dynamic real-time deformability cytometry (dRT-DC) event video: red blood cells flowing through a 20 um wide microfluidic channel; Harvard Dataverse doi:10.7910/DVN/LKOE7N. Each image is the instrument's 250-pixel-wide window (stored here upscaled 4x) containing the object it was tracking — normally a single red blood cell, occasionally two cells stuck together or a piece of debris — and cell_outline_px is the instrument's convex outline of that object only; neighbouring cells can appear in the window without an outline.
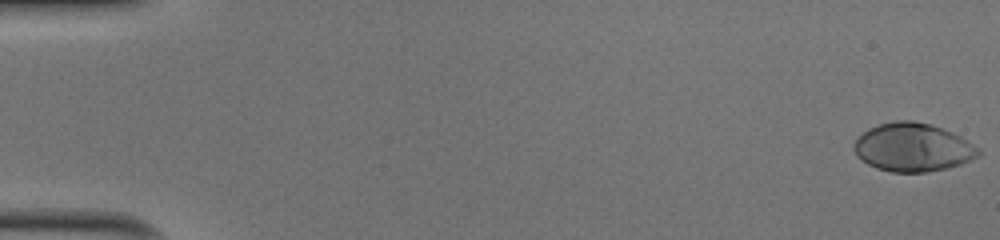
{"species": "human", "species_latin": "Homo sapiens", "temperature_condition": "cold", "stored_images_in_passage": 52, "camera_frame_rate_fps": 3000, "um_per_image_px": 0.085, "donor": {"sex": "male"}, "frame": {"image": 1, "passage_image": 1, "time_ms": 0.0, "image_size_px": [1000, 240], "cell_outline_px": [[980, 156], [960, 164], [948, 168], [928, 172], [892, 172], [876, 168], [860, 160], [852, 148], [856, 140], [868, 128], [880, 124], [896, 120], [912, 120], [928, 124], [952, 132], [960, 136], [980, 148]], "centroid_in_image_um": [77.59, 12.53], "position_along_channel_um": 7.4, "area_um2": 35.08}}
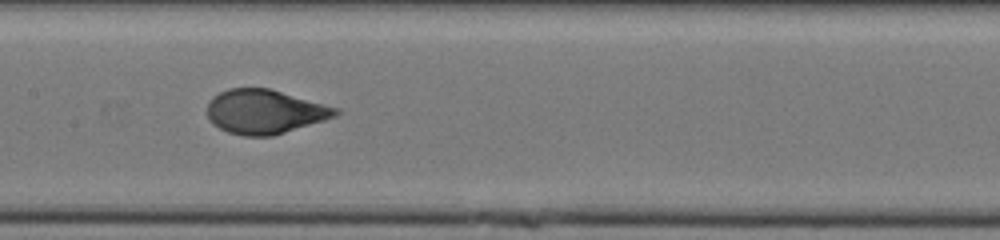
{"frame": {"image": 2, "passage_image": 27, "time_ms": 8.667, "image_size_px": [1000, 240], "cell_outline_px": [[340, 112], [336, 116], [324, 120], [272, 136], [244, 136], [228, 132], [212, 124], [208, 116], [208, 100], [212, 96], [228, 88], [268, 88], [340, 108]], "centroid_in_image_um": [22.49, 9.49], "position_along_channel_um": 184.9, "area_um2": 33.0}}
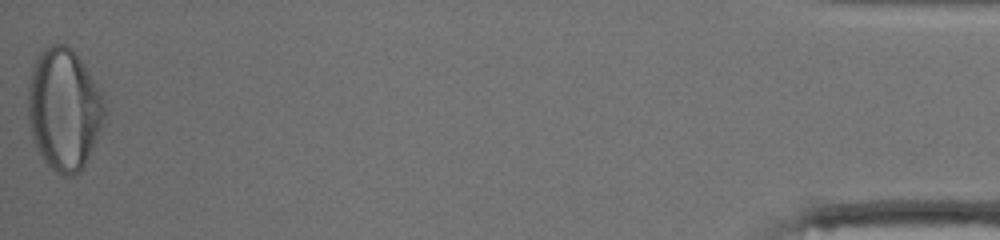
{"frame": {"image": 3, "passage_image": 52, "time_ms": 17.0, "image_size_px": [1000, 240], "cell_outline_px": [[108, 108], [100, 128], [88, 156], [80, 172], [72, 176], [64, 176], [52, 168], [44, 160], [36, 148], [32, 140], [28, 120], [28, 88], [32, 68], [40, 52], [44, 48], [52, 44], [64, 44], [72, 48], [76, 52], [96, 84]], "centroid_in_image_um": [5.42, 9.27], "position_along_channel_um": 429.8, "area_um2": 54.16}, "authors_computed_cell_mechanics": {"area_um2": 33.7841, "velocity_mm_per_s": 4.0148, "shape_relaxation_time_tau1_ms": 3.1498, "shape_relaxation_time_tau2_ms": null, "deformation_change_tau1": 0.1924, "deformation_change_tau2": null}}